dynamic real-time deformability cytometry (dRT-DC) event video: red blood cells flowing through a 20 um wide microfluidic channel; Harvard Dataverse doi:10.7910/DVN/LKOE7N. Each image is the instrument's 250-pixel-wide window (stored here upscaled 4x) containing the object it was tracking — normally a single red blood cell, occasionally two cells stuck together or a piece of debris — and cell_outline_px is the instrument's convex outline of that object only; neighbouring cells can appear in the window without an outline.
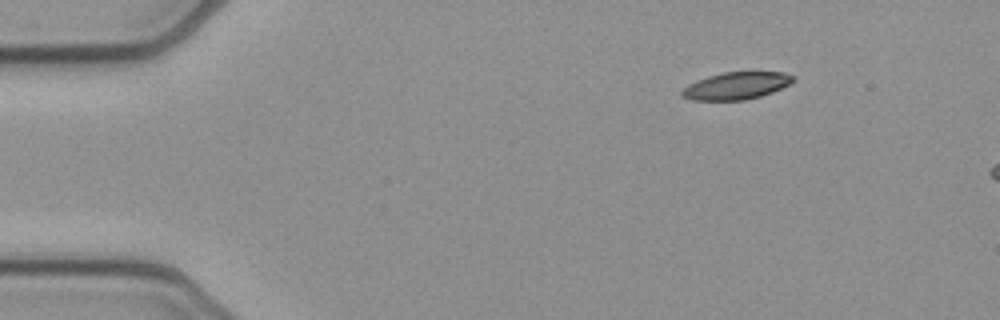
{"species": "common noctule bat (a hibernating species)", "species_latin": "Nyctalus noctula", "temperature_condition": "cold", "stored_images_in_passage": 9, "camera_frame_rate_fps": 3000, "um_per_image_px": 0.085, "animal": {"sex": "female", "body_mass_g": 21.9}, "frame": {"image": 1, "passage_image": 1, "time_ms": 0.0, "image_size_px": [1000, 320], "cell_outline_px": [[796, 80], [792, 84], [772, 92], [760, 96], [744, 100], [692, 100], [680, 96], [680, 92], [688, 84], [696, 80], [708, 76], [724, 72], [784, 72], [792, 76]], "centroid_in_image_um": [62.58, 7.29], "position_along_channel_um": 22.4, "area_um2": 17.74}}